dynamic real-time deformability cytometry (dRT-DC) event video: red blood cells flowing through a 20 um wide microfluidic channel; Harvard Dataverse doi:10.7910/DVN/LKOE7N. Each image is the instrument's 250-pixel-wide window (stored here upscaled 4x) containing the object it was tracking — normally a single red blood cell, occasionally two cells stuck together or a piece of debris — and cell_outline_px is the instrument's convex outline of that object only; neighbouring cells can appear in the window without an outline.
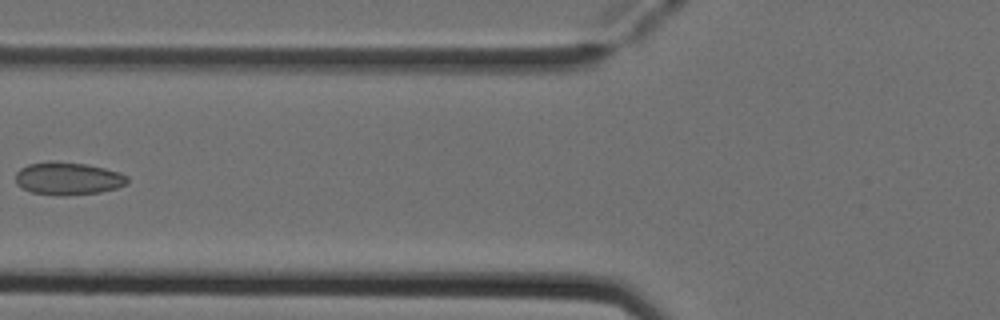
{"species": "Egyptian fruit bat (a non-hibernating species)", "species_latin": "Rousettus aegyptiacus", "temperature_condition": "cold", "stored_images_in_passage": 7, "camera_frame_rate_fps": 3000, "um_per_image_px": 0.085, "animal": {"sex": "female"}, "frame": {"image": 1, "passage_image": 6, "time_ms": 1.667, "image_size_px": [1000, 320], "cell_outline_px": [[128, 184], [116, 188], [100, 192], [68, 196], [64, 196], [32, 192], [16, 184], [16, 172], [20, 168], [28, 164], [52, 160], [84, 164], [104, 168], [120, 172], [128, 176]], "centroid_in_image_um": [5.79, 15.17], "position_along_channel_um": 120.0, "area_um2": 21.44}}
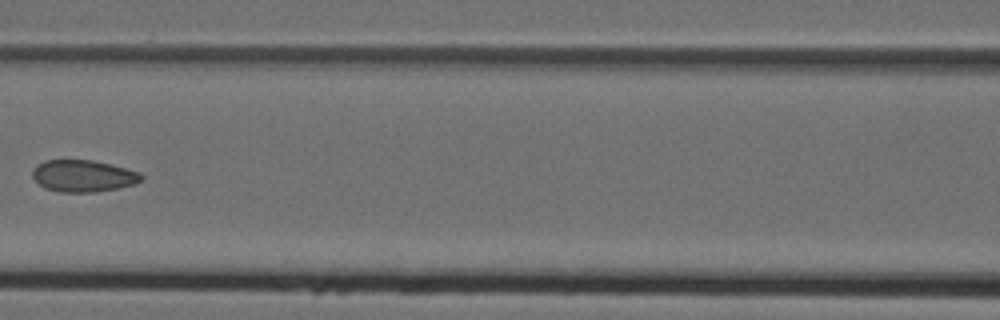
{"frame": {"image": 2, "passage_image": 7, "time_ms": 2.0, "image_size_px": [1000, 320], "cell_outline_px": [[144, 176], [136, 184], [120, 188], [96, 192], [60, 192], [44, 188], [32, 176], [32, 172], [36, 164], [44, 160], [92, 160], [140, 172]], "centroid_in_image_um": [7.07, 14.96], "position_along_channel_um": 159.5, "area_um2": 20.23}}